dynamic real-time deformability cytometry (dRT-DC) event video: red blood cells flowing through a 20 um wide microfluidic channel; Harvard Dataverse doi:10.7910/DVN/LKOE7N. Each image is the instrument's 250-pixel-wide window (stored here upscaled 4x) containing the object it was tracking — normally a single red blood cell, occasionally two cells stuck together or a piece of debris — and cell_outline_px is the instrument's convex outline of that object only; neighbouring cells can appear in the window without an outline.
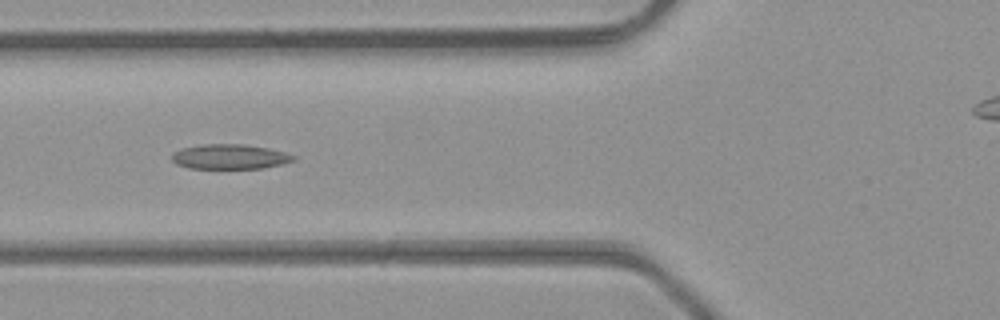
{"species": "common noctule bat (a hibernating species)", "species_latin": "Nyctalus noctula", "temperature_condition": "room temperature", "stored_images_in_passage": 4, "camera_frame_rate_fps": 3000, "um_per_image_px": 0.085, "animal": {"sex": "male", "body_mass_g": 23.1, "forearm_length_mm": 52.7}, "frame": {"image": 1, "passage_image": 4, "time_ms": 1.0, "image_size_px": [1000, 320], "cell_outline_px": [[296, 160], [264, 168], [188, 168], [176, 164], [172, 160], [172, 152], [184, 148], [200, 144], [244, 144], [268, 148], [284, 152], [296, 156]], "centroid_in_image_um": [19.52, 13.31], "position_along_channel_um": 106.3, "area_um2": 17.57}}